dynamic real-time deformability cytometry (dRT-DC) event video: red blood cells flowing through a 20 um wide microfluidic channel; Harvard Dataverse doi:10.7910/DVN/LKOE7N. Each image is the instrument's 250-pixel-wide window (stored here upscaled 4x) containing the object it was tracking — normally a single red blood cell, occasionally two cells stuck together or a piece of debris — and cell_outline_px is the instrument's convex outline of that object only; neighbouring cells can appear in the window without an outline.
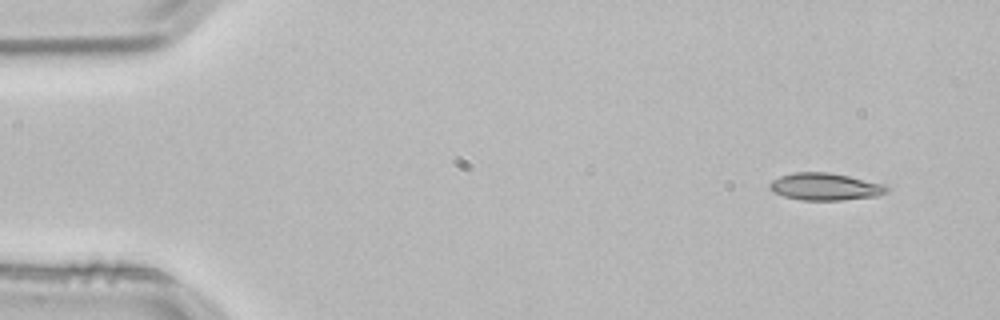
{"species": "common noctule bat (a hibernating species)", "species_latin": "Nyctalus noctula", "temperature_condition": "room temperature", "stored_images_in_passage": 3, "camera_frame_rate_fps": 3000, "um_per_image_px": 0.085, "animal": {"sex": "male", "body_mass_g": 21.5, "forearm_length_mm": 52.0}, "frame": {"image": 1, "passage_image": 1, "time_ms": 0.0, "image_size_px": [1000, 320], "cell_outline_px": [[888, 188], [884, 192], [876, 196], [844, 200], [800, 200], [784, 196], [772, 192], [768, 188], [768, 184], [772, 180], [780, 176], [796, 172], [828, 172], [888, 184]], "centroid_in_image_um": [70.11, 15.86], "position_along_channel_um": 14.9, "area_um2": 18.67}}